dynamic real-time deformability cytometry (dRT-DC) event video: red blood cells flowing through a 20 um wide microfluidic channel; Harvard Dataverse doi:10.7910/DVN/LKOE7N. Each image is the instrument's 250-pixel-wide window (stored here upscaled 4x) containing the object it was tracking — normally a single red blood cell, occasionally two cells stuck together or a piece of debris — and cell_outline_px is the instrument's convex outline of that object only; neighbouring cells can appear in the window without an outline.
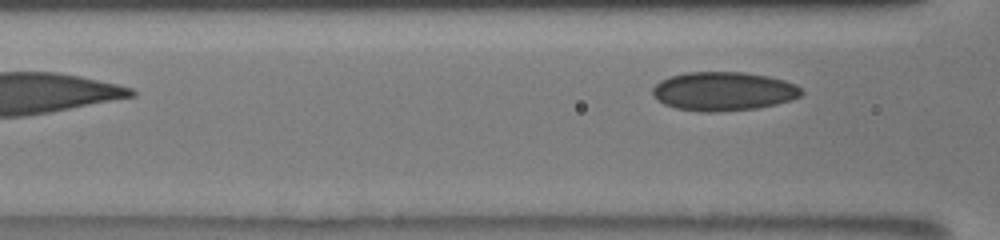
{"species": "human", "species_latin": "Homo sapiens", "temperature_condition": "room temperature", "stored_images_in_passage": 10, "segment_of_instrument_passage": [2, 2], "camera_frame_rate_fps": 3000, "um_per_image_px": 0.085, "donor": {"sex": "male"}, "frame": {"image": 1, "passage_image": 10, "time_ms": 3.333, "image_size_px": [1000, 240], "cell_outline_px": [[804, 92], [800, 96], [792, 100], [776, 104], [756, 108], [716, 112], [700, 112], [676, 108], [664, 104], [652, 96], [652, 88], [660, 80], [684, 72], [744, 72], [768, 76], [784, 80], [796, 84]], "centroid_in_image_um": [61.49, 7.76], "position_along_channel_um": 105.1, "area_um2": 33.87}}